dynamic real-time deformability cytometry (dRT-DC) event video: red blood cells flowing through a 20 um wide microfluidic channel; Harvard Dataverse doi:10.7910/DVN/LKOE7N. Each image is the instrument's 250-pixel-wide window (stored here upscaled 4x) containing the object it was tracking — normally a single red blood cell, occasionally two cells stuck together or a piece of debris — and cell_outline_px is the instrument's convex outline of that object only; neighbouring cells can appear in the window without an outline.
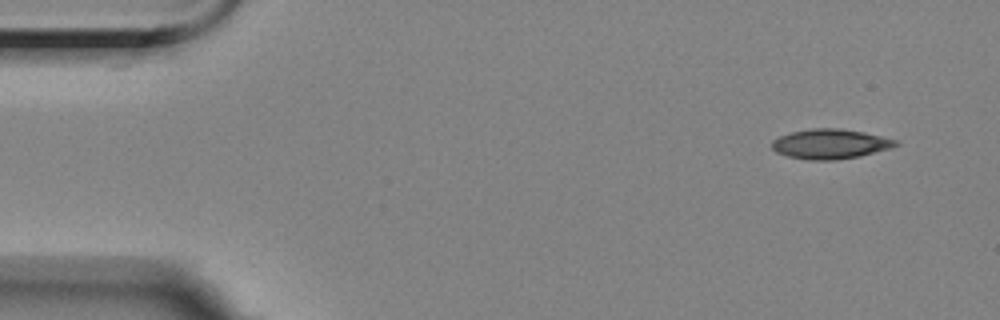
{"species": "Egyptian fruit bat (a non-hibernating species)", "species_latin": "Rousettus aegyptiacus", "temperature_condition": "room temperature", "stored_images_in_passage": 5, "camera_frame_rate_fps": 3000, "um_per_image_px": 0.085, "animal": {"sex": "female"}, "frame": {"image": 1, "passage_image": 1, "time_ms": 0.0, "image_size_px": [1000, 320], "cell_outline_px": [[900, 144], [892, 148], [860, 156], [836, 160], [808, 160], [788, 156], [776, 152], [772, 148], [772, 140], [780, 136], [792, 132], [812, 128], [840, 128], [864, 132], [896, 140]], "centroid_in_image_um": [70.58, 12.24], "position_along_channel_um": 14.4, "area_um2": 21.5}}
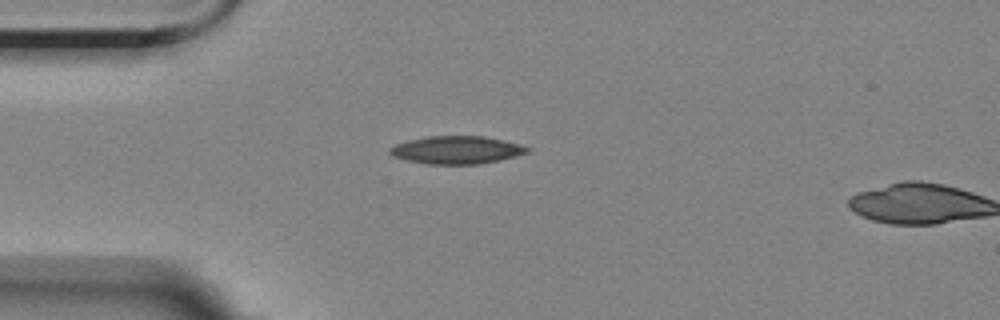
{"frame": {"image": 2, "passage_image": 4, "time_ms": 3.333, "image_size_px": [1000, 320], "cell_outline_px": [[532, 148], [528, 152], [516, 156], [500, 160], [480, 164], [424, 164], [392, 156], [388, 152], [388, 148], [396, 144], [408, 140], [428, 136], [484, 136], [504, 140], [520, 144]], "centroid_in_image_um": [38.82, 12.74], "position_along_channel_um": 46.2, "area_um2": 22.43}}